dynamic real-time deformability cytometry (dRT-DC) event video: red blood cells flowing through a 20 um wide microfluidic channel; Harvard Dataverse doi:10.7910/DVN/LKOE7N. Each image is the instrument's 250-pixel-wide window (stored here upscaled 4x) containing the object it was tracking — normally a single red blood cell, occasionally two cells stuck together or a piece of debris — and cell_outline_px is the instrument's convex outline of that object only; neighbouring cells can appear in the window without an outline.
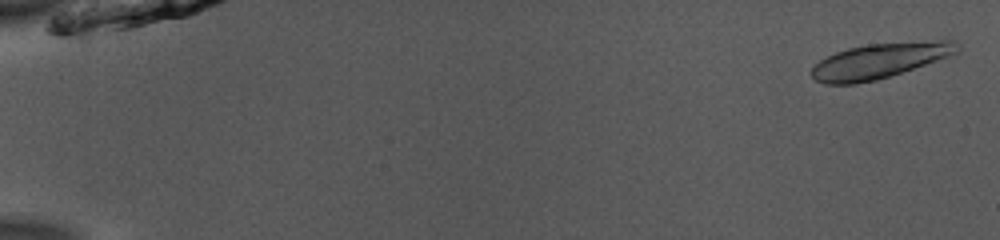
{"species": "common noctule bat (a hibernating species)", "species_latin": "Nyctalus noctula", "temperature_condition": "room temperature", "stored_images_in_passage": 52, "camera_frame_rate_fps": 3000, "um_per_image_px": 0.085, "animal": {"sex": "male", "body_mass_g": 13.0, "forearm_length_mm": 53.1}, "frame": {"image": 1, "passage_image": 2, "time_ms": 0.333, "image_size_px": [1000, 240], "cell_outline_px": [[960, 52], [876, 80], [856, 84], [824, 84], [816, 80], [812, 76], [812, 68], [820, 60], [836, 52], [848, 48], [868, 44], [940, 36], [956, 40], [960, 44]], "centroid_in_image_um": [74.93, 5.08], "position_along_channel_um": 10.1, "area_um2": 30.75}}
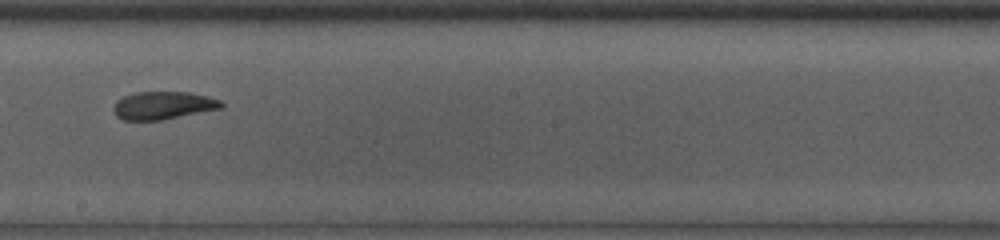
{"frame": {"image": 2, "passage_image": 32, "time_ms": 10.333, "image_size_px": [1000, 240], "cell_outline_px": [[224, 108], [160, 120], [124, 120], [116, 116], [112, 108], [116, 100], [124, 96], [136, 92], [188, 92], [208, 96], [220, 100], [224, 104]], "centroid_in_image_um": [13.87, 8.96], "position_along_channel_um": 234.3, "area_um2": 17.57}}
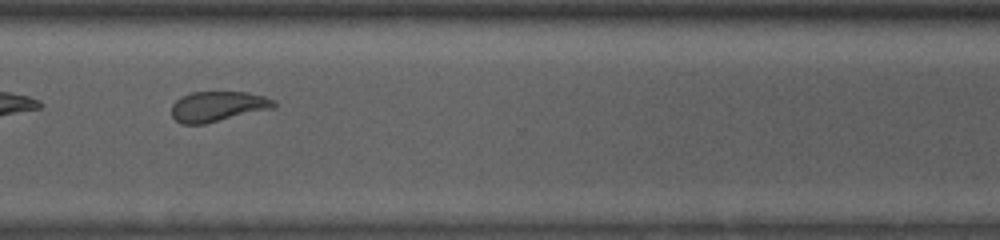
{"frame": {"image": 3, "passage_image": 41, "time_ms": 13.333, "image_size_px": [1000, 240], "cell_outline_px": [[276, 108], [204, 124], [180, 124], [172, 116], [172, 104], [180, 96], [192, 92], [244, 92], [264, 96], [272, 100], [276, 104]], "centroid_in_image_um": [18.5, 9.05], "position_along_channel_um": 352.1, "area_um2": 18.09}, "authors_computed_cell_mechanics": {"area_um2": 19.363, "velocity_mm_per_s": 3.9379, "shape_relaxation_time_tau1_ms": 3.3149, "shape_relaxation_time_tau2_ms": 2.3935, "deformation_change_tau1": 0.1264, "deformation_change_tau2": 0.0962}}